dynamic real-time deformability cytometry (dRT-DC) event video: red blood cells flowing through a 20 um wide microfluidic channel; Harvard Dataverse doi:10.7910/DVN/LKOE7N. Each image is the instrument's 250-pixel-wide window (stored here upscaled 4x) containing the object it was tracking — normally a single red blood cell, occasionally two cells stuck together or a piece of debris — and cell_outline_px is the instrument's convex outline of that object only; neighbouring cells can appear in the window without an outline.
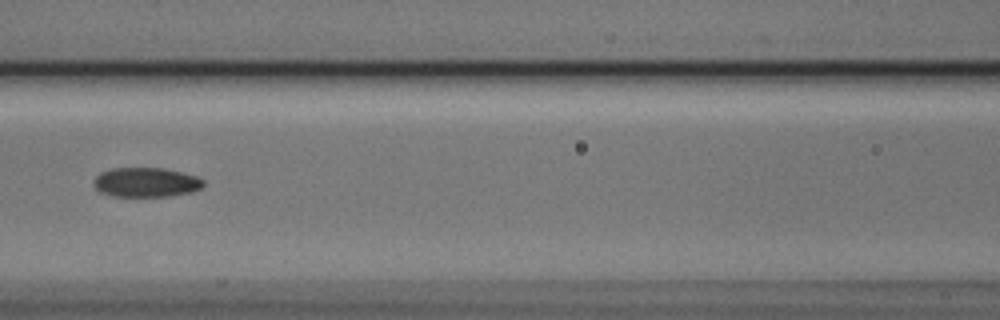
{"species": "Egyptian fruit bat (a non-hibernating species)", "species_latin": "Rousettus aegyptiacus", "temperature_condition": "cold", "stored_images_in_passage": 10, "camera_frame_rate_fps": 3000, "um_per_image_px": 0.085, "animal": {"sex": "male"}, "frame": {"image": 1, "passage_image": 7, "time_ms": 2.0, "image_size_px": [1000, 320], "cell_outline_px": [[204, 184], [200, 188], [192, 192], [168, 196], [112, 196], [100, 192], [96, 188], [96, 176], [100, 172], [112, 168], [164, 168], [196, 176], [204, 180]], "centroid_in_image_um": [12.43, 15.49], "position_along_channel_um": 154.2, "area_um2": 18.67}}
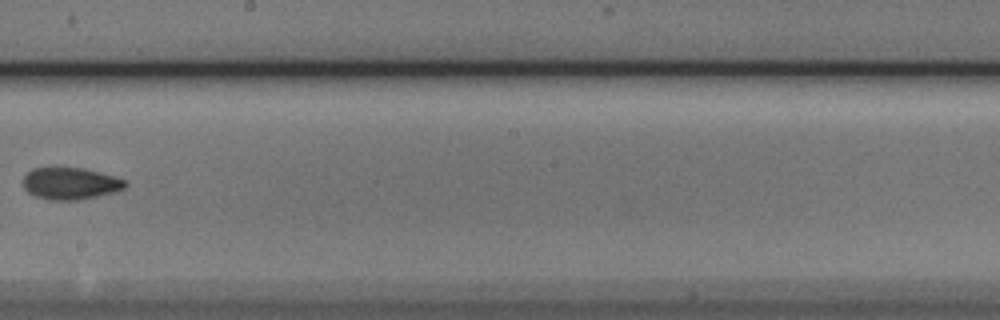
{"frame": {"image": 2, "passage_image": 9, "time_ms": 2.667, "image_size_px": [1000, 320], "cell_outline_px": [[128, 184], [124, 188], [112, 192], [96, 196], [76, 200], [48, 200], [36, 196], [28, 192], [24, 188], [24, 176], [32, 168], [60, 164], [84, 168], [116, 176], [124, 180]], "centroid_in_image_um": [5.94, 15.54], "position_along_channel_um": 242.3, "area_um2": 19.59}}
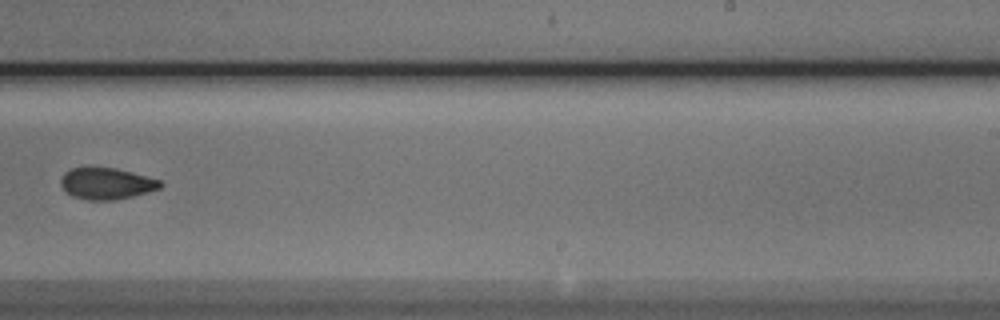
{"frame": {"image": 3, "passage_image": 10, "time_ms": 3.0, "image_size_px": [1000, 320], "cell_outline_px": [[164, 184], [160, 188], [148, 192], [116, 200], [88, 200], [72, 196], [64, 192], [60, 184], [60, 180], [64, 172], [72, 168], [116, 168], [160, 180]], "centroid_in_image_um": [9.02, 15.61], "position_along_channel_um": 280.0, "area_um2": 18.26}}